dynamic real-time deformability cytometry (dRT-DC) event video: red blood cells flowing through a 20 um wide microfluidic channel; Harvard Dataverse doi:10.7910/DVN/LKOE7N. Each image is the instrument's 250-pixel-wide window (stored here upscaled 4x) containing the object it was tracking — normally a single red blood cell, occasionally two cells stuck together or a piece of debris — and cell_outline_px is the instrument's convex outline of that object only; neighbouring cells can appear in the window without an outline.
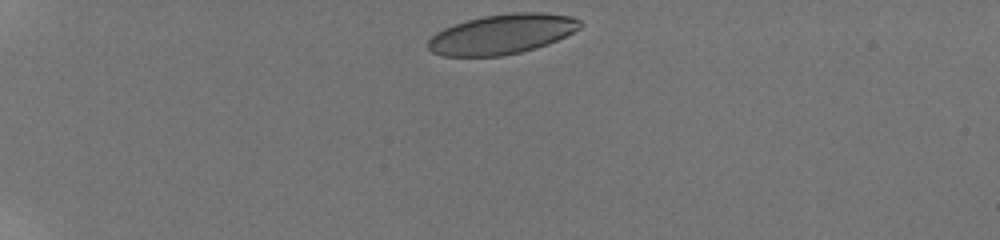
{"species": "human", "species_latin": "Homo sapiens", "temperature_condition": "room temperature", "stored_images_in_passage": 21, "camera_frame_rate_fps": 3000, "um_per_image_px": 0.085, "donor": {"sex": "male"}, "frame": {"image": 1, "passage_image": 1, "time_ms": 0.0, "image_size_px": [1000, 240], "cell_outline_px": [[584, 24], [580, 28], [548, 44], [536, 48], [504, 56], [444, 56], [432, 52], [428, 48], [428, 40], [436, 32], [444, 28], [468, 20], [484, 16], [512, 12], [540, 12], [572, 16], [580, 20]], "centroid_in_image_um": [42.68, 2.9], "position_along_channel_um": 42.3, "area_um2": 35.26}}
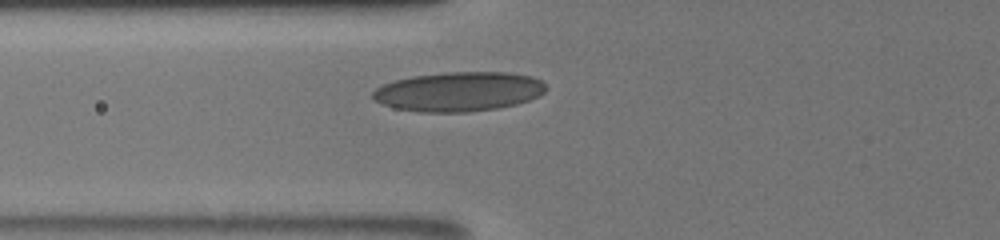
{"frame": {"image": 2, "passage_image": 18, "time_ms": 3.0, "image_size_px": [1000, 240], "cell_outline_px": [[548, 88], [540, 96], [516, 104], [500, 108], [468, 112], [420, 112], [396, 108], [384, 104], [376, 100], [372, 96], [372, 92], [376, 88], [384, 84], [396, 80], [412, 76], [444, 72], [508, 72], [532, 76], [540, 80]], "centroid_in_image_um": [39.03, 7.78], "position_along_channel_um": 86.8, "area_um2": 39.88}}